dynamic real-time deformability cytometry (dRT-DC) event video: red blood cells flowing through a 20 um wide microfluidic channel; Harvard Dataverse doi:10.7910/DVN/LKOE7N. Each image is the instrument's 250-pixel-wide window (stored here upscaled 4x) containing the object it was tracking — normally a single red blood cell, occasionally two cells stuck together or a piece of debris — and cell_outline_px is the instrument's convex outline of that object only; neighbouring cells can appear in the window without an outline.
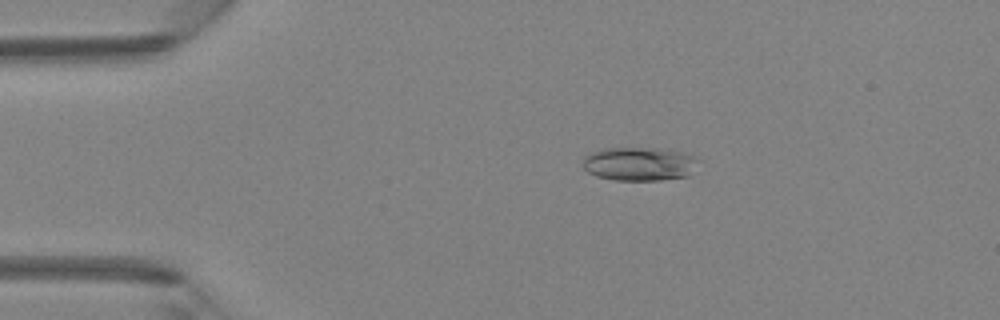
{"species": "Egyptian fruit bat (a non-hibernating species)", "species_latin": "Rousettus aegyptiacus", "temperature_condition": "room temperature", "stored_images_in_passage": 4, "camera_frame_rate_fps": 3000, "um_per_image_px": 0.085, "animal": {"sex": "female"}, "frame": {"image": 1, "passage_image": 3, "time_ms": 2.333, "image_size_px": [1000, 320], "cell_outline_px": [[700, 160], [688, 176], [660, 180], [616, 180], [596, 176], [588, 172], [584, 168], [584, 156], [592, 152], [604, 148], [668, 148], [696, 156]], "centroid_in_image_um": [54.38, 13.92], "position_along_channel_um": 30.6, "area_um2": 22.83}}